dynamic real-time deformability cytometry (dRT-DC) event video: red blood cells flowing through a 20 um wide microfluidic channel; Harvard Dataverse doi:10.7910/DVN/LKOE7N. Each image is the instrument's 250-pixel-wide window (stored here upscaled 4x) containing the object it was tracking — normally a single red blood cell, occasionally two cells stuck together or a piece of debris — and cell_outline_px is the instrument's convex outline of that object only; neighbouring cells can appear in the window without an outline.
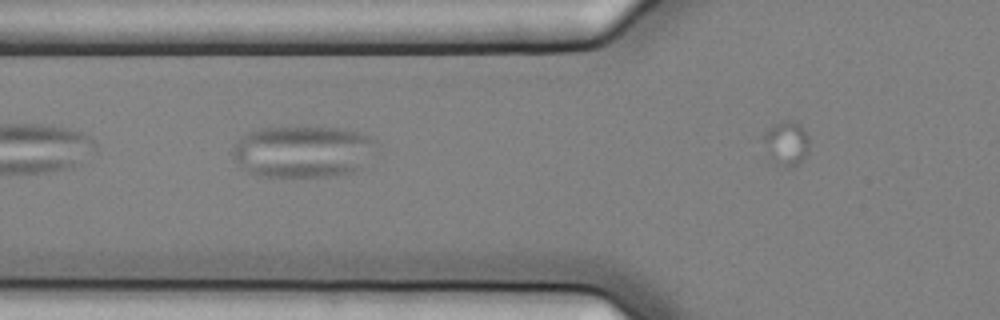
{"species": "common noctule bat (a hibernating species)", "species_latin": "Nyctalus noctula", "temperature_condition": "cold", "stored_images_in_passage": 6, "segment_of_instrument_passage": [2, 2], "camera_frame_rate_fps": 3000, "um_per_image_px": 0.085, "animal": {"sex": "female", "body_mass_g": 25.1}, "frame": {"image": 1, "passage_image": 6, "time_ms": 1.667, "image_size_px": [1000, 320], "cell_outline_px": [[376, 140], [360, 168], [352, 172], [336, 176], [256, 176], [240, 168], [232, 156], [232, 148], [240, 136], [248, 132], [260, 128], [340, 128], [360, 132]], "centroid_in_image_um": [25.64, 12.89], "position_along_channel_um": 100.2, "area_um2": 43.0}}